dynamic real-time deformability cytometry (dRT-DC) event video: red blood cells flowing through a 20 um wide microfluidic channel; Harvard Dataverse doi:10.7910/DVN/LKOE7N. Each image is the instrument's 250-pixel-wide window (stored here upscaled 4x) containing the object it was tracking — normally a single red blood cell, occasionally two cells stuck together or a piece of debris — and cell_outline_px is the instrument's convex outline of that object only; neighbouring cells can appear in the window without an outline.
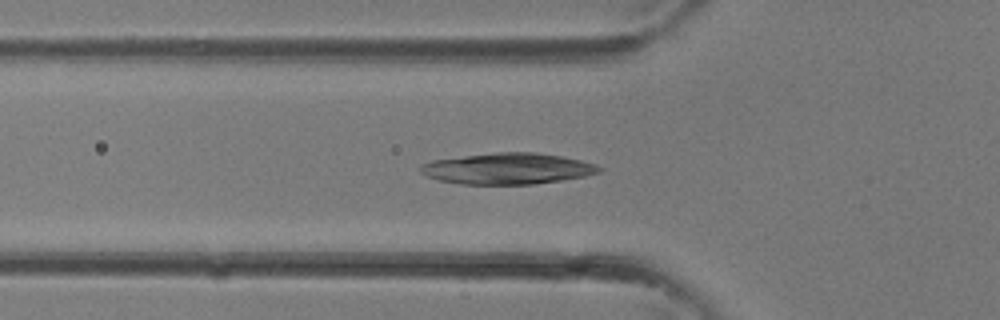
{"species": "common noctule bat (a hibernating species)", "species_latin": "Nyctalus noctula", "temperature_condition": "room temperature", "stored_images_in_passage": 34, "camera_frame_rate_fps": 3000, "um_per_image_px": 0.085, "animal": {"sex": "female"}, "frame": {"image": 1, "passage_image": 11, "time_ms": 3.333, "image_size_px": [1000, 320], "cell_outline_px": [[604, 168], [600, 172], [584, 176], [560, 180], [532, 184], [460, 184], [440, 180], [424, 176], [420, 172], [420, 164], [432, 160], [496, 152], [536, 152], [560, 156], [580, 160], [596, 164]], "centroid_in_image_um": [43.13, 14.33], "position_along_channel_um": 82.7, "area_um2": 32.37}}
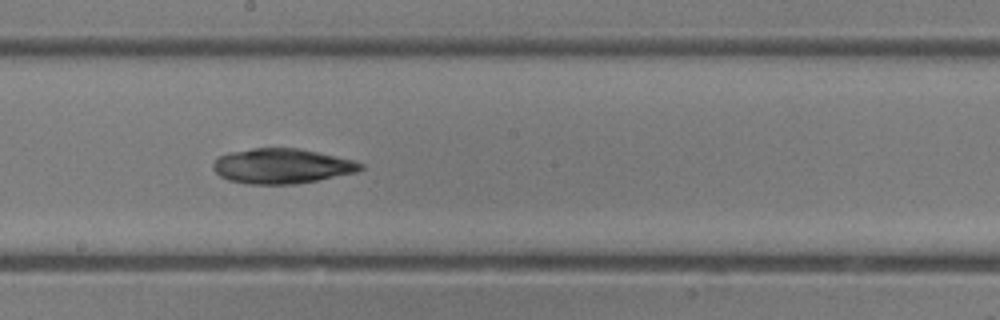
{"frame": {"image": 2, "passage_image": 18, "time_ms": 5.667, "image_size_px": [1000, 320], "cell_outline_px": [[364, 168], [356, 172], [296, 184], [248, 184], [228, 180], [220, 176], [212, 168], [212, 164], [220, 156], [228, 152], [252, 148], [300, 148], [356, 160], [364, 164]], "centroid_in_image_um": [23.97, 14.11], "position_along_channel_um": 224.2, "area_um2": 30.17}}
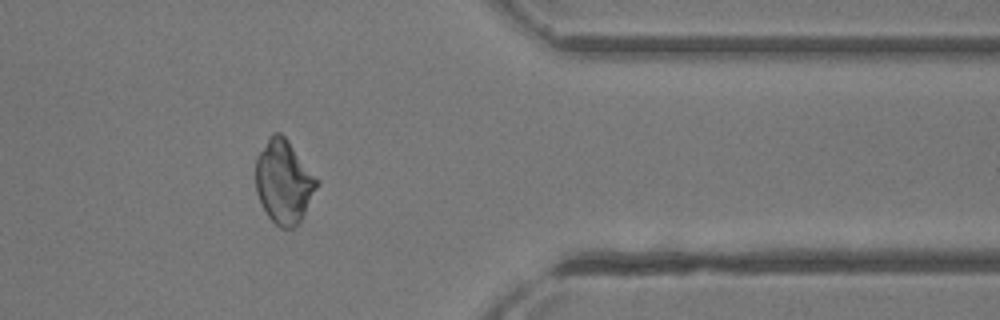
{"frame": {"image": 3, "passage_image": 27, "time_ms": 8.667, "image_size_px": [1000, 320], "cell_outline_px": [[320, 184], [300, 220], [292, 228], [280, 228], [268, 216], [256, 192], [256, 156], [268, 136], [272, 132], [280, 132], [288, 140], [320, 180]], "centroid_in_image_um": [24.13, 15.4], "position_along_channel_um": 387.3, "area_um2": 29.82}}